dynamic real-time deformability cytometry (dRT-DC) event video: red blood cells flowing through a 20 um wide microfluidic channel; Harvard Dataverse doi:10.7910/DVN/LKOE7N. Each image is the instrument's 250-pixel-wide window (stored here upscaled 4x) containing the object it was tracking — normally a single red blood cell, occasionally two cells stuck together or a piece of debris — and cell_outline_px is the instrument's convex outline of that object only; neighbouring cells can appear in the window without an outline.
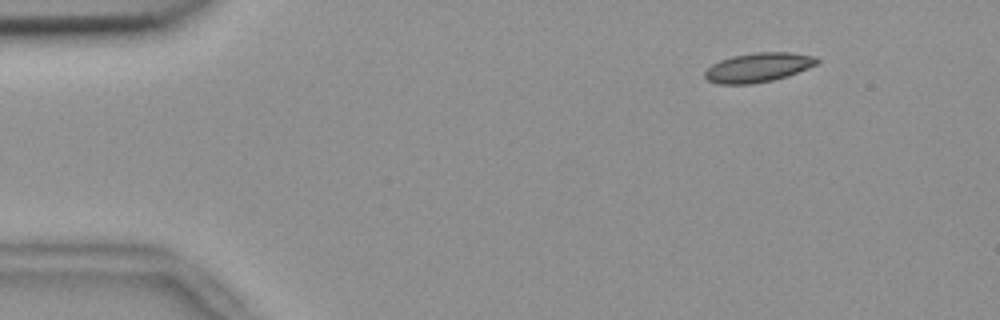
{"species": "common noctule bat (a hibernating species)", "species_latin": "Nyctalus noctula", "temperature_condition": "room temperature", "stored_images_in_passage": 55, "camera_frame_rate_fps": 3000, "um_per_image_px": 0.085, "animal": {"sex": "female", "body_mass_g": 18.4}, "frame": {"image": 1, "passage_image": 7, "time_ms": 2.0, "image_size_px": [1000, 320], "cell_outline_px": [[820, 60], [816, 64], [808, 68], [788, 76], [772, 80], [752, 84], [720, 84], [708, 80], [704, 76], [704, 72], [712, 64], [720, 60], [732, 56], [756, 52], [788, 52], [816, 56]], "centroid_in_image_um": [64.45, 5.73], "position_along_channel_um": 20.5, "area_um2": 19.13}}
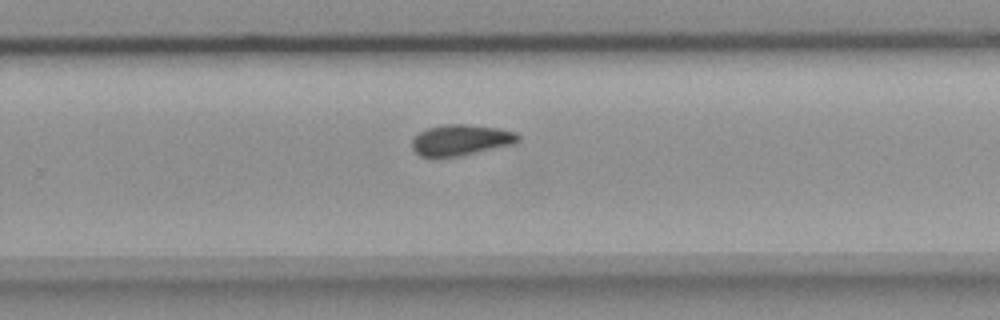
{"frame": {"image": 2, "passage_image": 36, "time_ms": 11.667, "image_size_px": [1000, 320], "cell_outline_px": [[520, 140], [516, 144], [460, 156], [420, 156], [412, 148], [412, 140], [420, 132], [428, 128], [444, 124], [468, 124], [500, 128], [516, 132], [520, 136]], "centroid_in_image_um": [39.24, 11.89], "position_along_channel_um": 290.6, "area_um2": 19.19}}
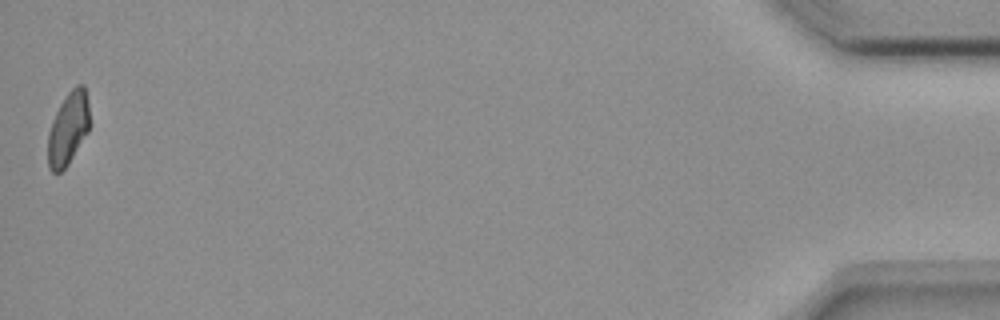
{"frame": {"image": 3, "passage_image": 55, "time_ms": 18.0, "image_size_px": [1000, 320], "cell_outline_px": [[88, 132], [68, 164], [60, 172], [52, 172], [48, 168], [48, 132], [52, 120], [60, 104], [68, 92], [76, 84], [84, 84], [88, 100]], "centroid_in_image_um": [5.78, 10.91], "position_along_channel_um": 429.4, "area_um2": 17.57}}